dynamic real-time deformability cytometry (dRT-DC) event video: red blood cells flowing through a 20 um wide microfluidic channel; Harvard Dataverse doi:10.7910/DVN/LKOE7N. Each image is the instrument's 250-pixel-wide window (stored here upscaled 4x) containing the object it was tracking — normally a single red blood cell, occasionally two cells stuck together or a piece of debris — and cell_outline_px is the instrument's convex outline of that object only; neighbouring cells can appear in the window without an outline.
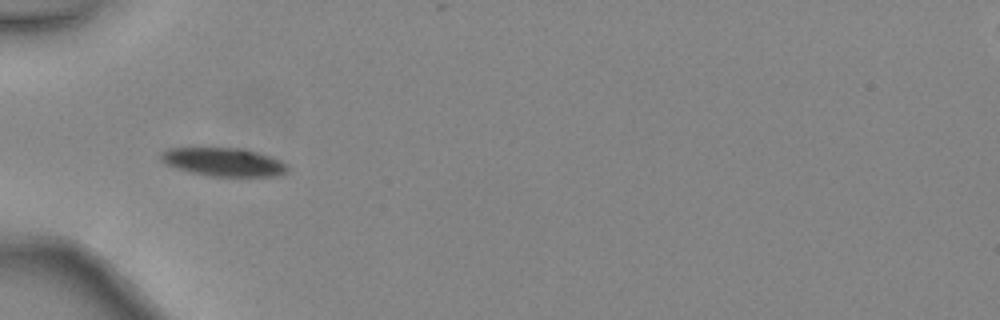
{"species": "common noctule bat (a hibernating species)", "species_latin": "Nyctalus noctula", "temperature_condition": "warm", "stored_images_in_passage": 31, "camera_frame_rate_fps": 3000, "um_per_image_px": 0.085, "animal": {"sex": "female", "body_mass_g": 24.6, "forearm_length_mm": 56.2}, "frame": {"image": 1, "passage_image": 1, "time_ms": 0.0, "image_size_px": [1000, 320], "cell_outline_px": [[288, 172], [280, 176], [212, 176], [192, 172], [176, 168], [164, 164], [160, 160], [160, 152], [168, 148], [244, 148], [272, 156], [288, 164]], "centroid_in_image_um": [19.03, 13.76], "position_along_channel_um": 66.0, "area_um2": 21.21}}
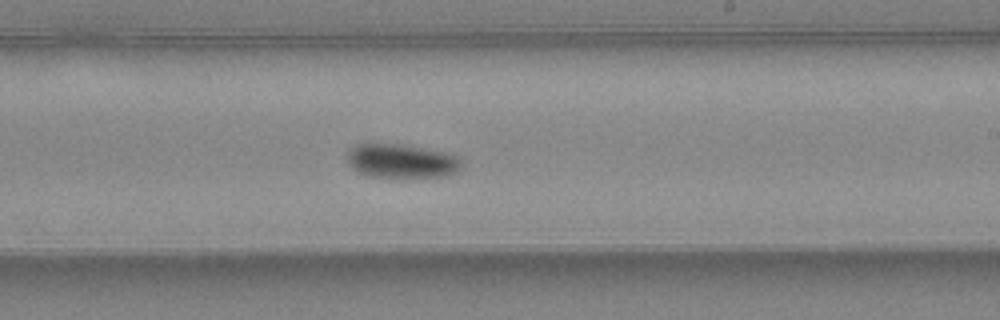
{"frame": {"image": 2, "passage_image": 14, "time_ms": 4.333, "image_size_px": [1000, 320], "cell_outline_px": [[464, 160], [460, 168], [456, 172], [444, 176], [408, 180], [388, 180], [368, 176], [356, 172], [348, 164], [348, 152], [356, 144], [404, 144], [444, 152], [456, 156]], "centroid_in_image_um": [34.13, 13.76], "position_along_channel_um": 254.9, "area_um2": 23.81}}
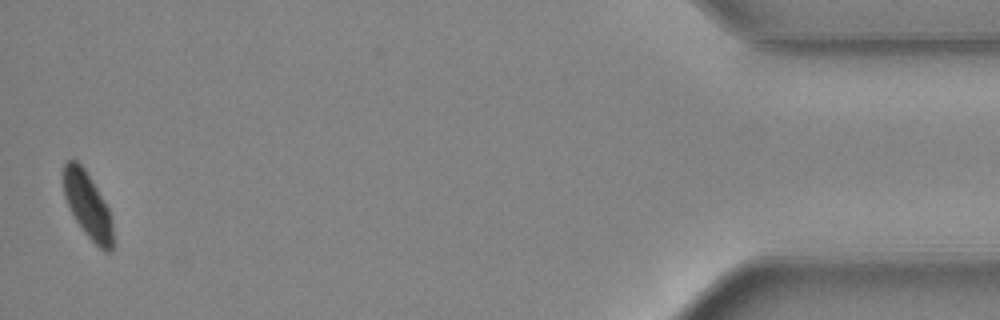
{"frame": {"image": 3, "passage_image": 31, "time_ms": 10.0, "image_size_px": [1000, 320], "cell_outline_px": [[112, 252], [104, 252], [84, 232], [76, 220], [64, 196], [64, 164], [68, 160], [76, 160], [84, 168], [108, 208], [112, 224]], "centroid_in_image_um": [7.45, 17.46], "position_along_channel_um": 427.7, "area_um2": 18.38}, "authors_computed_cell_mechanics": {"area_um2": 21.8484, "velocity_mm_per_s": 4.4423, "shape_relaxation_time_tau1_ms": 2.3504, "shape_relaxation_time_tau2_ms": null, "deformation_change_tau1": 0.1088, "deformation_change_tau2": null}}